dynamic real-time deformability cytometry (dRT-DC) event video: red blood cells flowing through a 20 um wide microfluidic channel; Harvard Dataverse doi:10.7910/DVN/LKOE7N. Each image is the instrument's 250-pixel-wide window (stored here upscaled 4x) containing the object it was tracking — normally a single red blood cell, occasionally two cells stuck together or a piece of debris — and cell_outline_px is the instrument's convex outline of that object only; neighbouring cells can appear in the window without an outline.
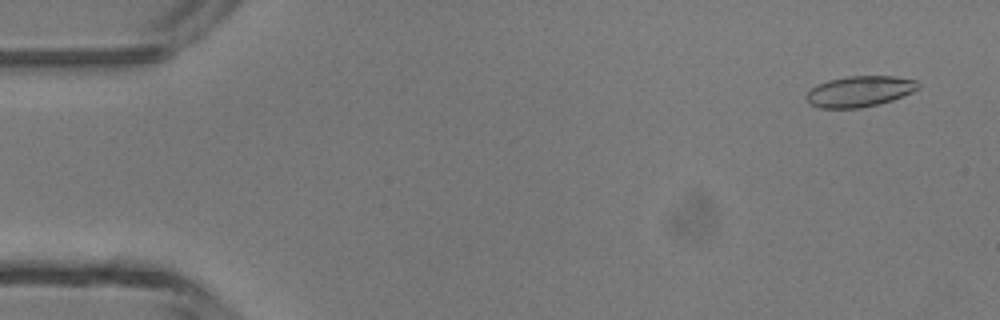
{"species": "common noctule bat (a hibernating species)", "species_latin": "Nyctalus noctula", "temperature_condition": "room temperature", "stored_images_in_passage": 4, "camera_frame_rate_fps": 3000, "um_per_image_px": 0.085, "animal": {"sex": "male", "body_mass_g": 13.3}, "frame": {"image": 1, "passage_image": 1, "time_ms": 0.0, "image_size_px": [1000, 320], "cell_outline_px": [[920, 88], [912, 92], [892, 100], [860, 108], [820, 108], [808, 104], [804, 96], [816, 84], [828, 80], [848, 76], [892, 76], [916, 80], [920, 84]], "centroid_in_image_um": [73.03, 7.76], "position_along_channel_um": 12.0, "area_um2": 20.17}}
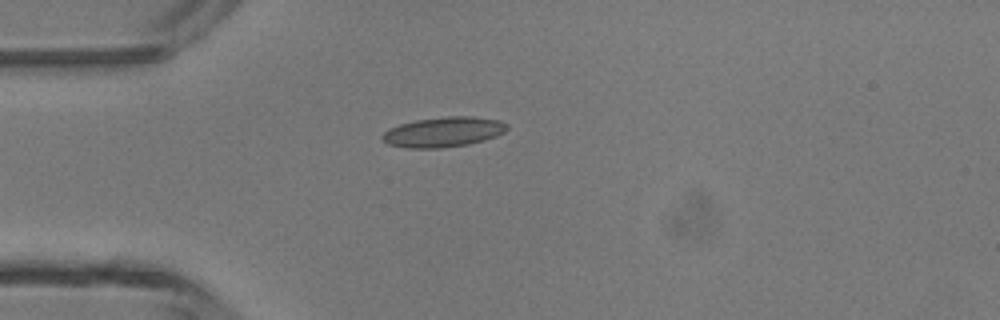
{"frame": {"image": 2, "passage_image": 4, "time_ms": 3.333, "image_size_px": [1000, 320], "cell_outline_px": [[508, 128], [504, 132], [496, 136], [484, 140], [468, 144], [440, 148], [408, 148], [388, 144], [380, 140], [380, 136], [388, 128], [400, 124], [416, 120], [448, 116], [472, 116], [500, 120], [508, 124]], "centroid_in_image_um": [37.67, 11.22], "position_along_channel_um": 47.3, "area_um2": 21.96}}